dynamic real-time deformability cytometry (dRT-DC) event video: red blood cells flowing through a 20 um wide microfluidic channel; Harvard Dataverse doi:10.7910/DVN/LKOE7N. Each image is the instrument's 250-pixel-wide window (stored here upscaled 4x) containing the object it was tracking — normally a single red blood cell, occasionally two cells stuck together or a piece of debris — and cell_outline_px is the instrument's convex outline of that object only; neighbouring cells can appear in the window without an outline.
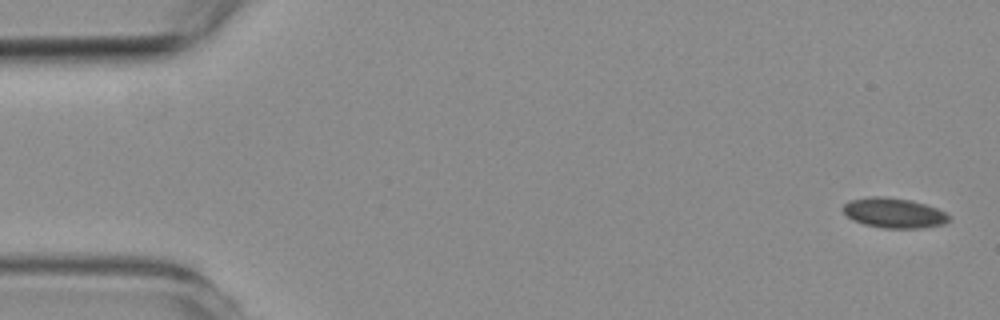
{"species": "common noctule bat (a hibernating species)", "species_latin": "Nyctalus noctula", "temperature_condition": "room temperature", "stored_images_in_passage": 8, "camera_frame_rate_fps": 3000, "um_per_image_px": 0.085, "animal": {"sex": "female", "body_mass_g": 19.3, "forearm_length_mm": 54.1}, "frame": {"image": 1, "passage_image": 1, "time_ms": 0.0, "image_size_px": [1000, 320], "cell_outline_px": [[948, 220], [944, 224], [916, 228], [884, 228], [864, 224], [852, 220], [840, 208], [848, 200], [868, 196], [884, 196], [912, 200], [936, 208], [944, 212], [948, 216]], "centroid_in_image_um": [75.91, 18.08], "position_along_channel_um": 9.1, "area_um2": 18.5}}
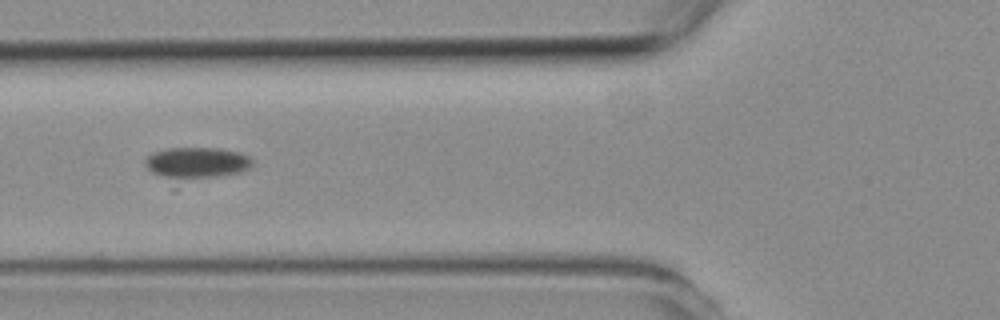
{"frame": {"image": 2, "passage_image": 6, "time_ms": 6.667, "image_size_px": [1000, 320], "cell_outline_px": [[252, 168], [240, 172], [176, 188], [172, 188], [152, 172], [144, 164], [144, 160], [152, 152], [168, 148], [220, 148], [240, 152], [248, 156], [252, 160]], "centroid_in_image_um": [16.61, 14.0], "position_along_channel_um": 109.2, "area_um2": 22.02}}
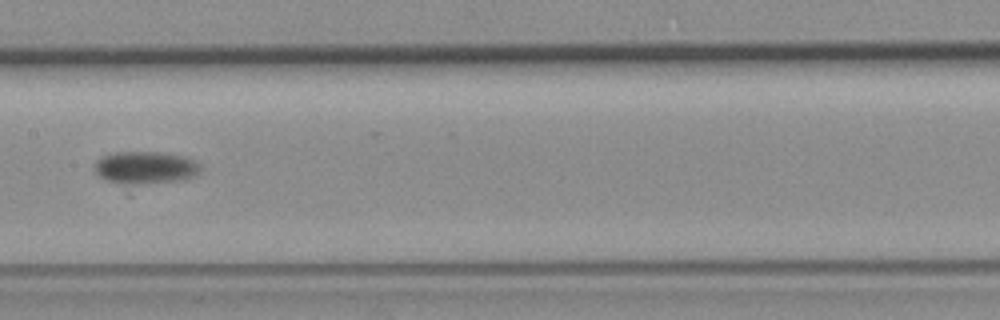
{"frame": {"image": 3, "passage_image": 8, "time_ms": 9.0, "image_size_px": [1000, 320], "cell_outline_px": [[200, 172], [196, 176], [128, 196], [100, 176], [96, 172], [96, 160], [100, 156], [116, 152], [160, 152], [184, 156], [196, 160], [200, 164]], "centroid_in_image_um": [12.31, 14.46], "position_along_channel_um": 195.1, "area_um2": 23.29}}